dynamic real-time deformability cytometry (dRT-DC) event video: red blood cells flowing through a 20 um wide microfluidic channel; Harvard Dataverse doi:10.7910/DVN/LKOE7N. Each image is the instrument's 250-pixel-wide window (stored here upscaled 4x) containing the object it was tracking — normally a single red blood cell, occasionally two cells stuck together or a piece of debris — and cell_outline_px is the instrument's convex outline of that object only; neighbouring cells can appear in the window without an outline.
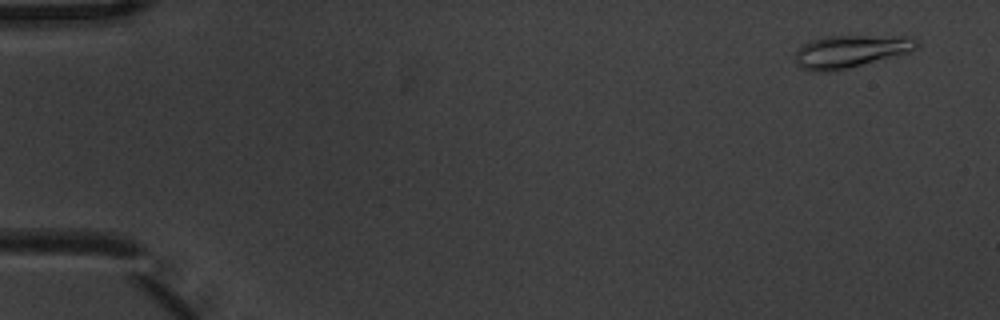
{"species": "common noctule bat (a hibernating species)", "species_latin": "Nyctalus noctula", "temperature_condition": "warm", "stored_images_in_passage": 6, "camera_frame_rate_fps": 3000, "um_per_image_px": 0.085, "animal": {"sex": "male", "body_mass_g": 20.1, "forearm_length_mm": 53.5}, "frame": {"image": 1, "passage_image": 1, "time_ms": 0.0, "image_size_px": [1000, 320], "cell_outline_px": [[920, 48], [908, 52], [848, 68], [832, 72], [816, 72], [804, 68], [796, 64], [792, 56], [804, 44], [812, 40], [824, 36], [908, 36], [920, 40]], "centroid_in_image_um": [72.31, 4.36], "position_along_channel_um": 12.7, "area_um2": 23.18}}
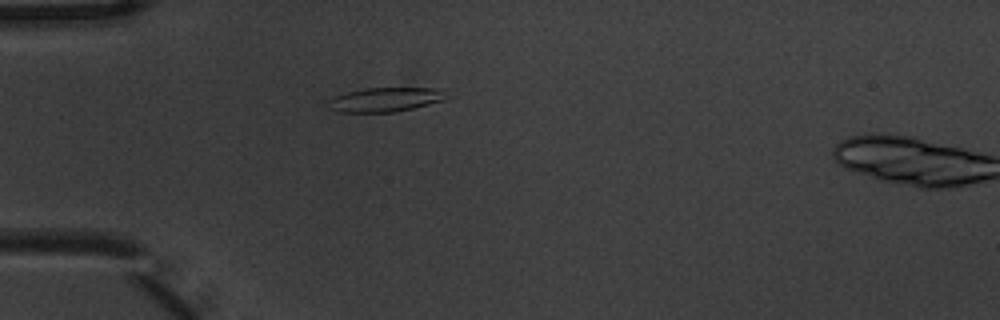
{"frame": {"image": 2, "passage_image": 5, "time_ms": 1.333, "image_size_px": [1000, 320], "cell_outline_px": [[444, 100], [396, 112], [340, 112], [328, 108], [324, 100], [348, 92], [364, 88], [444, 88]], "centroid_in_image_um": [32.68, 8.46], "position_along_channel_um": 52.3, "area_um2": 16.7}}